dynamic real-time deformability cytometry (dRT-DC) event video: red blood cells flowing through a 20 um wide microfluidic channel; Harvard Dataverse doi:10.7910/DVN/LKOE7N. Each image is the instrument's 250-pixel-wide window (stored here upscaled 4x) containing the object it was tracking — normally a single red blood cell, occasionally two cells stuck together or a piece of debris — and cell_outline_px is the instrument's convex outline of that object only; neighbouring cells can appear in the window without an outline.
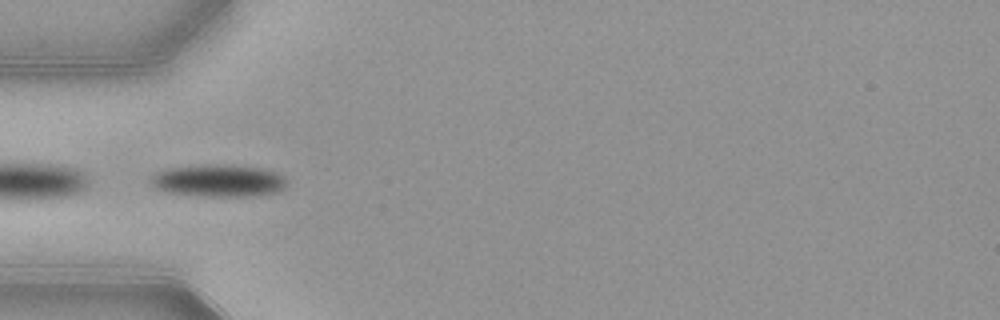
{"species": "common noctule bat (a hibernating species)", "species_latin": "Nyctalus noctula", "temperature_condition": "warm", "stored_images_in_passage": 37, "camera_frame_rate_fps": 3000, "um_per_image_px": 0.085, "animal": {"sex": "female", "body_mass_g": 21.9}, "frame": {"image": 1, "passage_image": 1, "time_ms": 0.0, "image_size_px": [1000, 320], "cell_outline_px": [[288, 184], [280, 192], [248, 196], [204, 196], [168, 192], [156, 188], [148, 180], [156, 172], [168, 168], [204, 164], [220, 164], [260, 168], [276, 172], [284, 176], [288, 180]], "centroid_in_image_um": [18.6, 15.35], "position_along_channel_um": 66.4, "area_um2": 25.72}}
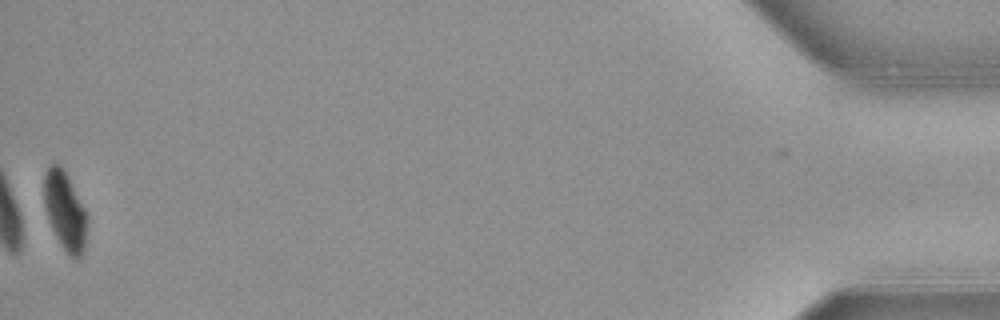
{"frame": {"image": 2, "passage_image": 37, "time_ms": 12.0, "image_size_px": [1000, 320], "cell_outline_px": [[88, 216], [84, 252], [76, 260], [68, 256], [60, 244], [48, 220], [44, 204], [44, 176], [48, 168], [52, 164], [60, 164], [84, 208]], "centroid_in_image_um": [5.53, 18.0], "position_along_channel_um": 429.7, "area_um2": 19.54}, "authors_computed_cell_mechanics": {"area_um2": 25.8944, "velocity_mm_per_s": 3.8708, "shape_relaxation_time_tau1_ms": 1.8907, "shape_relaxation_time_tau2_ms": null, "deformation_change_tau1": 0.1008, "deformation_change_tau2": null}}